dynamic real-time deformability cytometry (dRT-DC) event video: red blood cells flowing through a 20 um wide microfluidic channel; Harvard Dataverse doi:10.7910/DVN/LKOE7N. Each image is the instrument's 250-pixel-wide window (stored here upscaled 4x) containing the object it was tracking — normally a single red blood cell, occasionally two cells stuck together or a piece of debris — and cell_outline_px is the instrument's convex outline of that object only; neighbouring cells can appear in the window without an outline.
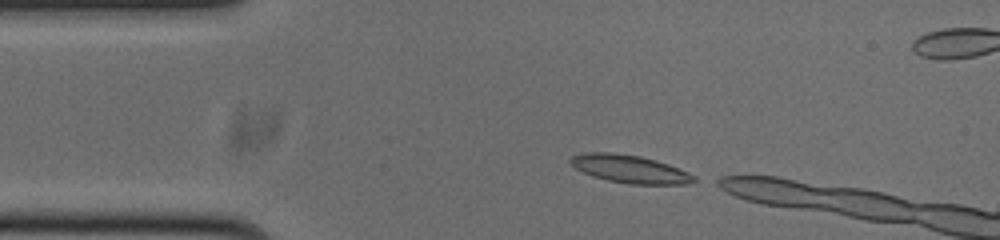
{"species": "common noctule bat (a hibernating species)", "species_latin": "Nyctalus noctula", "temperature_condition": "cold", "stored_images_in_passage": 9, "camera_frame_rate_fps": 3000, "um_per_image_px": 0.085, "animal": {"sex": "male", "body_mass_g": 20.0, "forearm_length_mm": 53.3}, "frame": {"image": 1, "passage_image": 1, "time_ms": 0.0, "image_size_px": [1000, 240], "cell_outline_px": [[700, 180], [692, 184], [628, 184], [608, 180], [592, 176], [576, 168], [568, 160], [572, 156], [580, 152], [612, 152], [640, 156], [656, 160], [668, 164], [688, 172], [696, 176]], "centroid_in_image_um": [53.57, 14.36], "position_along_channel_um": 31.4, "area_um2": 20.29}}
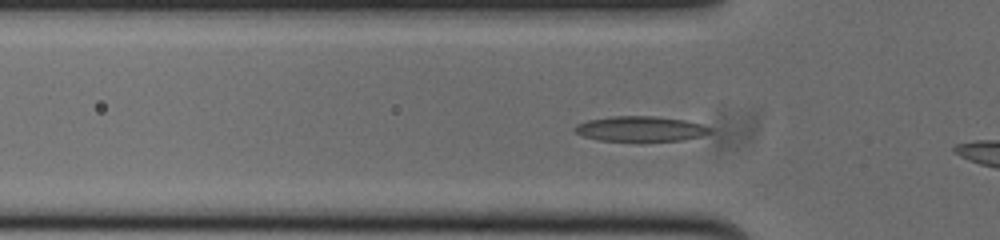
{"frame": {"image": 2, "passage_image": 7, "time_ms": 2.0, "image_size_px": [1000, 240], "cell_outline_px": [[712, 132], [704, 136], [684, 140], [640, 144], [600, 140], [584, 136], [576, 132], [576, 124], [588, 120], [612, 116], [652, 116], [684, 120], [700, 124], [712, 128]], "centroid_in_image_um": [54.5, 11.0], "position_along_channel_um": 71.3, "area_um2": 20.69}}